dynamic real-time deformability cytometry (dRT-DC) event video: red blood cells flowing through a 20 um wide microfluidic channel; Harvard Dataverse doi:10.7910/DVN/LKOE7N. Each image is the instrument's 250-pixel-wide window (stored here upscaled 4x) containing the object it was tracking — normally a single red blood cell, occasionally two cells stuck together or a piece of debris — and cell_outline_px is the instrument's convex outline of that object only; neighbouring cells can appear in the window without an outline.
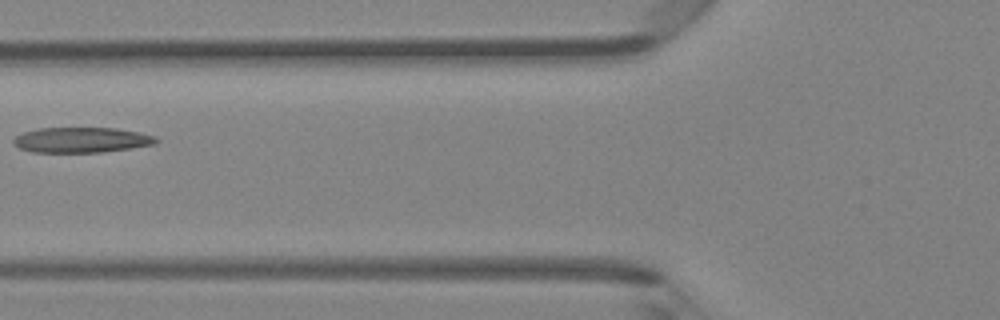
{"species": "Egyptian fruit bat (a non-hibernating species)", "species_latin": "Rousettus aegyptiacus", "temperature_condition": "room temperature", "stored_images_in_passage": 5, "camera_frame_rate_fps": 3000, "um_per_image_px": 0.085, "animal": {"sex": "female"}, "frame": {"image": 1, "passage_image": 5, "time_ms": 1.333, "image_size_px": [1000, 320], "cell_outline_px": [[160, 140], [156, 144], [104, 152], [32, 152], [20, 148], [12, 140], [16, 136], [24, 132], [36, 128], [116, 128], [140, 132], [156, 136]], "centroid_in_image_um": [6.98, 11.89], "position_along_channel_um": 118.8, "area_um2": 21.1}}